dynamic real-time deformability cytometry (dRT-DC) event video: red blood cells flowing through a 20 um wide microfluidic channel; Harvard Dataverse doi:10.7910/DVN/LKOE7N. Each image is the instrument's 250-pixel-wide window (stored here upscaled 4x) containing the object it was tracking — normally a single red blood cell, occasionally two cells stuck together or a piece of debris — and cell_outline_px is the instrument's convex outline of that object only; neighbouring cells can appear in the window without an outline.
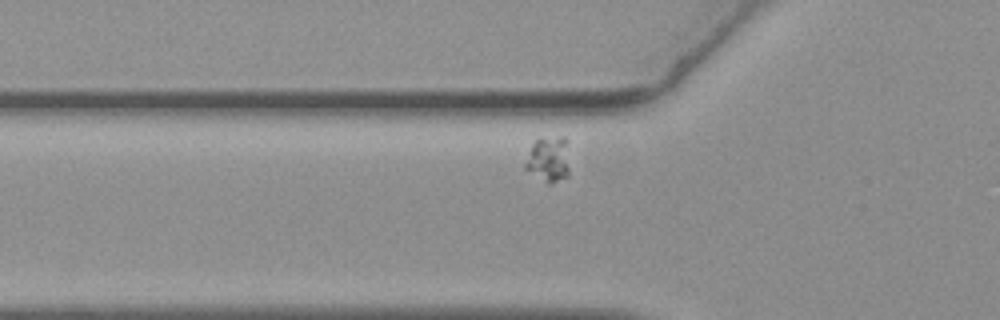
{"species": "common noctule bat (a hibernating species)", "species_latin": "Nyctalus noctula", "temperature_condition": "warm", "stored_images_in_passage": 41, "camera_frame_rate_fps": 3000, "um_per_image_px": 0.085, "animal": {"sex": "female", "body_mass_g": 19.3, "forearm_length_mm": 54.1}, "frame": {"image": 1, "passage_image": 2, "time_ms": 0.333, "image_size_px": [1000, 320], "cell_outline_px": [[568, 176], [552, 184], [548, 184], [524, 168], [524, 164], [532, 144], [540, 136], [564, 136], [568, 140]], "centroid_in_image_um": [46.64, 13.5], "position_along_channel_um": 79.2, "area_um2": 12.08}}
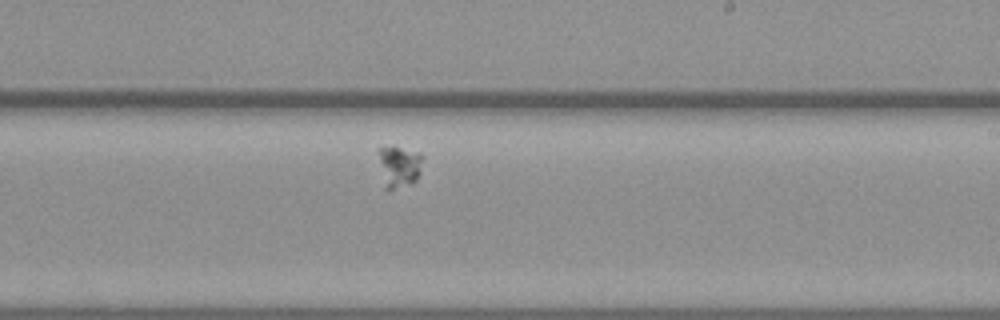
{"frame": {"image": 2, "passage_image": 18, "time_ms": 5.667, "image_size_px": [1000, 320], "cell_outline_px": [[424, 156], [420, 172], [416, 180], [412, 184], [392, 188], [384, 188], [380, 160], [380, 148], [400, 148], [420, 152]], "centroid_in_image_um": [34.0, 14.16], "position_along_channel_um": 255.0, "area_um2": 10.35}}
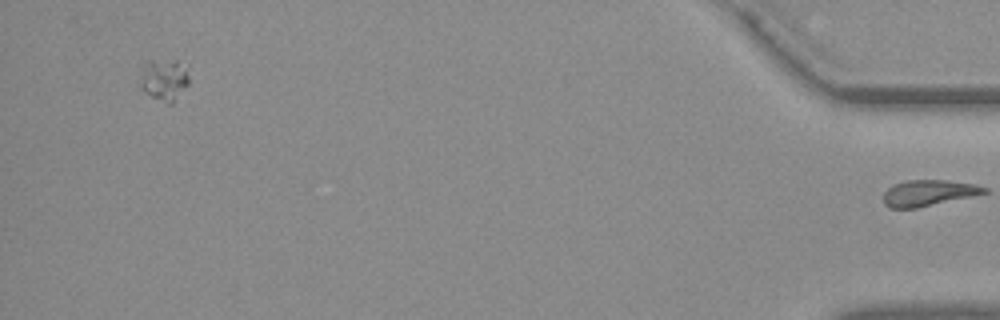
{"frame": {"image": 3, "passage_image": 40, "time_ms": 13.0, "image_size_px": [1000, 320], "cell_outline_px": [[188, 84], [172, 104], [168, 104], [144, 92], [140, 88], [140, 64], [144, 60], [176, 60], [188, 64]], "centroid_in_image_um": [13.92, 6.71], "position_along_channel_um": 421.3, "area_um2": 12.43}}